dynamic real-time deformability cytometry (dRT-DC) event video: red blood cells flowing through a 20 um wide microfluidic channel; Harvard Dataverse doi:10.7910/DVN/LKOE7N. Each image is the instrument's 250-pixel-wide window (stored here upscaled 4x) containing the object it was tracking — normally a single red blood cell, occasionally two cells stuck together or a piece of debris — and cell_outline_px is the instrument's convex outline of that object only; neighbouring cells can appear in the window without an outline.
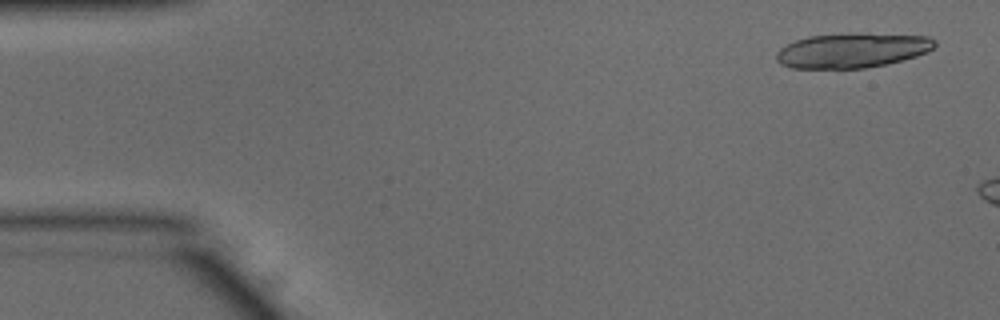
{"species": "common noctule bat (a hibernating species)", "species_latin": "Nyctalus noctula", "temperature_condition": "warm", "stored_images_in_passage": 7, "camera_frame_rate_fps": 3000, "um_per_image_px": 0.085, "animal": {"sex": "male", "body_mass_g": 15.6}, "frame": {"image": 1, "passage_image": 2, "time_ms": 0.333, "image_size_px": [1000, 320], "cell_outline_px": [[936, 44], [928, 52], [904, 60], [888, 64], [864, 68], [792, 68], [780, 64], [776, 60], [776, 52], [780, 48], [796, 40], [808, 36], [860, 32], [864, 32], [928, 36], [936, 40]], "centroid_in_image_um": [72.47, 4.27], "position_along_channel_um": 12.5, "area_um2": 32.54}}